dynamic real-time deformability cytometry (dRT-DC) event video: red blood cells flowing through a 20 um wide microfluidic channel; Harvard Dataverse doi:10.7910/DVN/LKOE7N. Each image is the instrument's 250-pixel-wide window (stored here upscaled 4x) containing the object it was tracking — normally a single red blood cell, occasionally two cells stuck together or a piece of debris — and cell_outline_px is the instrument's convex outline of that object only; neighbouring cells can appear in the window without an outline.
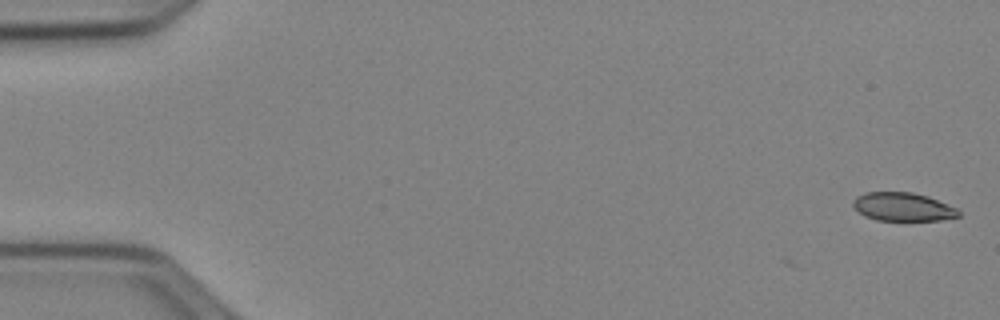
{"species": "Egyptian fruit bat (a non-hibernating species)", "species_latin": "Rousettus aegyptiacus", "temperature_condition": "cold", "stored_images_in_passage": 2, "camera_frame_rate_fps": 3000, "um_per_image_px": 0.085, "animal": {"sex": "female"}, "frame": {"image": 1, "passage_image": 2, "time_ms": 0.333, "image_size_px": [1000, 320], "cell_outline_px": [[960, 216], [940, 220], [876, 220], [864, 216], [852, 204], [852, 200], [856, 196], [864, 192], [912, 192], [928, 196], [956, 208], [960, 212]], "centroid_in_image_um": [76.72, 17.57], "position_along_channel_um": 8.3, "area_um2": 17.46}}